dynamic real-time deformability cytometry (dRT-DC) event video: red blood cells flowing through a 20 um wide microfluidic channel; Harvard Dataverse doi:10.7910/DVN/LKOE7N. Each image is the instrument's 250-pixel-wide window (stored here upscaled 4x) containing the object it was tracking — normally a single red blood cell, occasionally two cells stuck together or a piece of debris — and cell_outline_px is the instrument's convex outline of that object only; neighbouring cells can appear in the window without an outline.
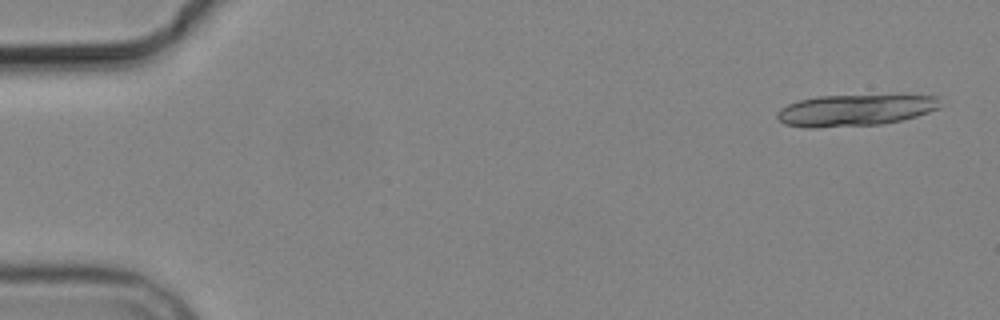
{"species": "common noctule bat (a hibernating species)", "species_latin": "Nyctalus noctula", "temperature_condition": "cold", "stored_images_in_passage": 5, "camera_frame_rate_fps": 3000, "um_per_image_px": 0.085, "animal": {"sex": "male", "body_mass_g": 19.2, "forearm_length_mm": 51.8}, "frame": {"image": 1, "passage_image": 1, "time_ms": 0.0, "image_size_px": [1000, 320], "cell_outline_px": [[940, 108], [904, 120], [880, 124], [816, 128], [804, 128], [784, 124], [776, 116], [776, 112], [780, 108], [788, 104], [800, 100], [816, 96], [900, 92], [904, 92], [940, 96]], "centroid_in_image_um": [72.79, 9.31], "position_along_channel_um": 12.2, "area_um2": 31.67}}